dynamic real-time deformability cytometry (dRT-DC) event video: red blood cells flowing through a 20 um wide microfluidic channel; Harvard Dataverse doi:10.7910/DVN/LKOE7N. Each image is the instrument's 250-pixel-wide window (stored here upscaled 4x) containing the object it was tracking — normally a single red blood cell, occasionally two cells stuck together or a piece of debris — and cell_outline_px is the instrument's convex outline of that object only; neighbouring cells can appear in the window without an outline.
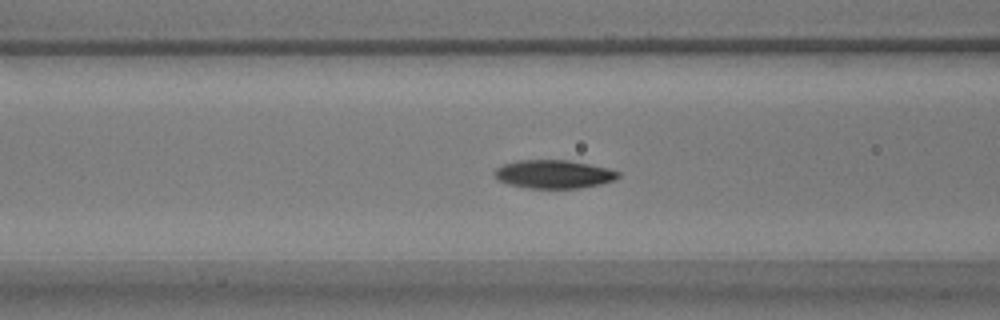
{"species": "common noctule bat (a hibernating species)", "species_latin": "Nyctalus noctula", "temperature_condition": "warm", "stored_images_in_passage": 47, "camera_frame_rate_fps": 3000, "um_per_image_px": 0.085, "animal": {"sex": "male", "body_mass_g": 17.9}, "frame": {"image": 1, "passage_image": 14, "time_ms": 4.333, "image_size_px": [1000, 320], "cell_outline_px": [[620, 176], [616, 180], [600, 184], [580, 188], [528, 188], [508, 184], [496, 180], [492, 172], [496, 168], [504, 164], [520, 160], [568, 160], [608, 168], [620, 172]], "centroid_in_image_um": [47.05, 14.81], "position_along_channel_um": 119.5, "area_um2": 20.58}}
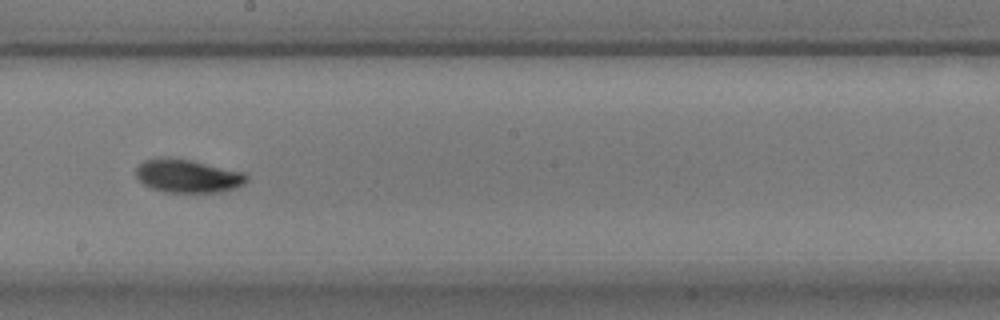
{"frame": {"image": 2, "passage_image": 23, "time_ms": 7.333, "image_size_px": [1000, 320], "cell_outline_px": [[248, 180], [244, 184], [236, 188], [220, 192], [164, 192], [152, 188], [144, 184], [136, 176], [136, 168], [144, 160], [164, 156], [168, 156], [192, 160], [244, 172], [248, 176]], "centroid_in_image_um": [15.97, 14.94], "position_along_channel_um": 232.2, "area_um2": 21.68}}
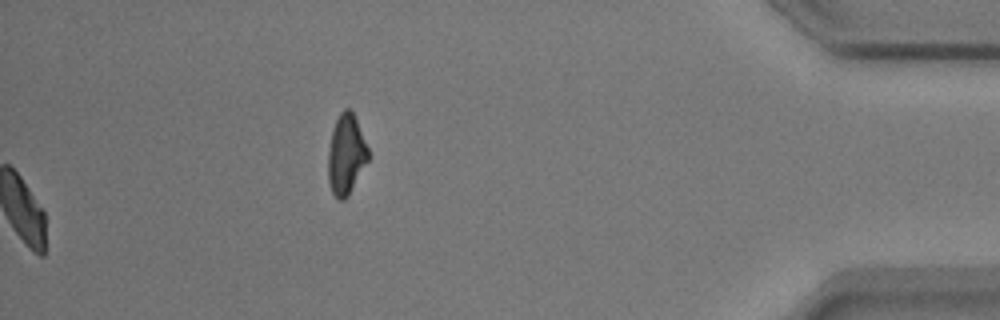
{"frame": {"image": 3, "passage_image": 47, "time_ms": 15.333, "image_size_px": [1000, 320], "cell_outline_px": [[368, 160], [348, 196], [344, 200], [340, 200], [332, 192], [328, 180], [328, 152], [332, 128], [340, 112], [344, 108], [348, 108], [352, 112], [356, 120], [368, 148]], "centroid_in_image_um": [29.4, 13.13], "position_along_channel_um": 405.8, "area_um2": 18.5}, "authors_computed_cell_mechanics": {"area_um2": 20.1722, "velocity_mm_per_s": 3.7675, "shape_relaxation_time_tau1_ms": 2.6992, "shape_relaxation_time_tau2_ms": 5.5886, "deformation_change_tau1": 0.1121, "deformation_change_tau2": 0.083}}